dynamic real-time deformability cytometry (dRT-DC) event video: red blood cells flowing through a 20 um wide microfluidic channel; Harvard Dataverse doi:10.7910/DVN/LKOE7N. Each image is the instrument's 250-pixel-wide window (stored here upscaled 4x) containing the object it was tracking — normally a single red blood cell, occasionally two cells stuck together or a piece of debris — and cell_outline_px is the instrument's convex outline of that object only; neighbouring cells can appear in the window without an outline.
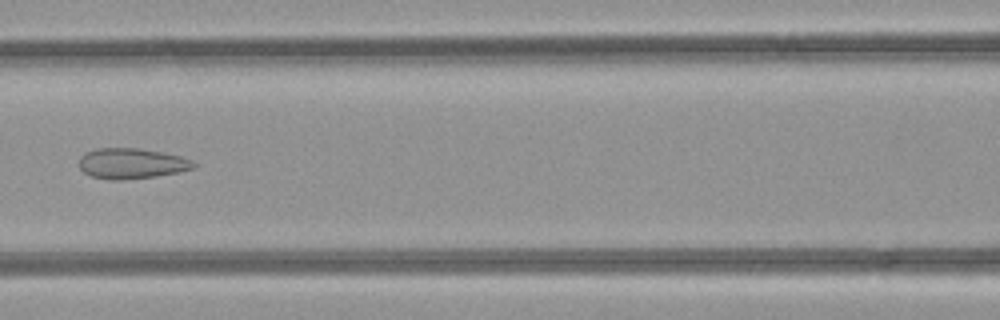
{"species": "common noctule bat (a hibernating species)", "species_latin": "Nyctalus noctula", "temperature_condition": "room temperature", "stored_images_in_passage": 44, "camera_frame_rate_fps": 3000, "um_per_image_px": 0.085, "animal": {"sex": "female", "body_mass_g": 21.9}, "frame": {"image": 1, "passage_image": 21, "time_ms": 6.667, "image_size_px": [1000, 320], "cell_outline_px": [[196, 168], [156, 176], [124, 180], [108, 180], [92, 176], [84, 172], [80, 168], [80, 156], [84, 152], [96, 148], [140, 148], [180, 156], [192, 160], [196, 164]], "centroid_in_image_um": [11.17, 13.89], "position_along_channel_um": 155.4, "area_um2": 20.4}}
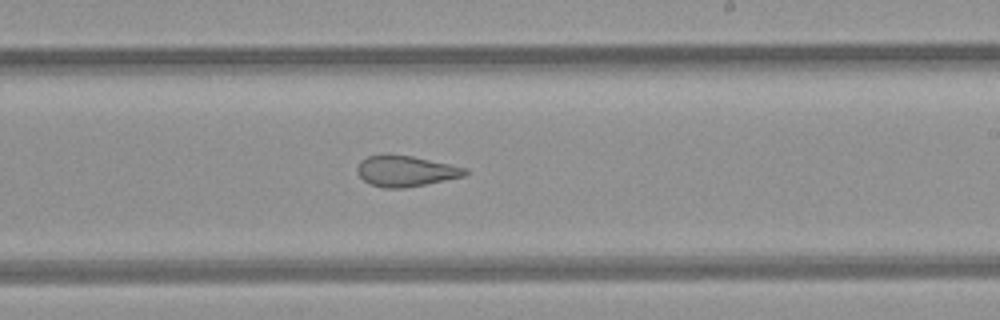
{"frame": {"image": 2, "passage_image": 28, "time_ms": 9.0, "image_size_px": [1000, 320], "cell_outline_px": [[468, 172], [464, 176], [404, 188], [384, 188], [372, 184], [364, 180], [356, 172], [356, 168], [360, 160], [368, 156], [412, 156], [468, 168]], "centroid_in_image_um": [34.48, 14.55], "position_along_channel_um": 254.5, "area_um2": 18.9}}
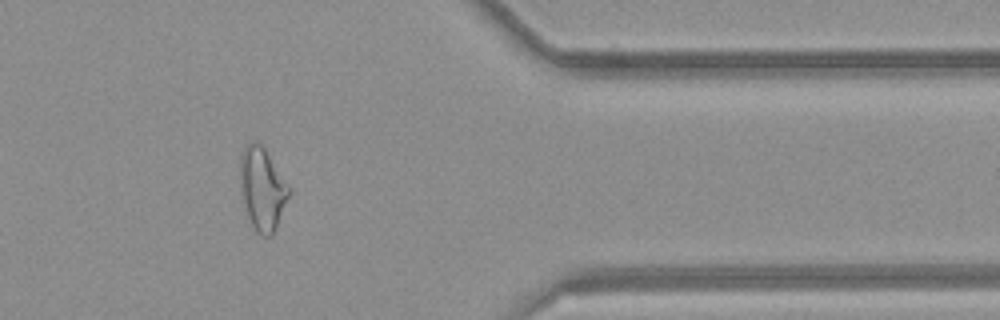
{"frame": {"image": 3, "passage_image": 39, "time_ms": 12.667, "image_size_px": [1000, 320], "cell_outline_px": [[288, 196], [276, 228], [272, 236], [260, 236], [256, 232], [248, 216], [240, 192], [240, 156], [244, 144], [252, 140], [256, 140], [264, 148], [288, 188]], "centroid_in_image_um": [22.23, 16.04], "position_along_channel_um": 389.2, "area_um2": 23.0}}